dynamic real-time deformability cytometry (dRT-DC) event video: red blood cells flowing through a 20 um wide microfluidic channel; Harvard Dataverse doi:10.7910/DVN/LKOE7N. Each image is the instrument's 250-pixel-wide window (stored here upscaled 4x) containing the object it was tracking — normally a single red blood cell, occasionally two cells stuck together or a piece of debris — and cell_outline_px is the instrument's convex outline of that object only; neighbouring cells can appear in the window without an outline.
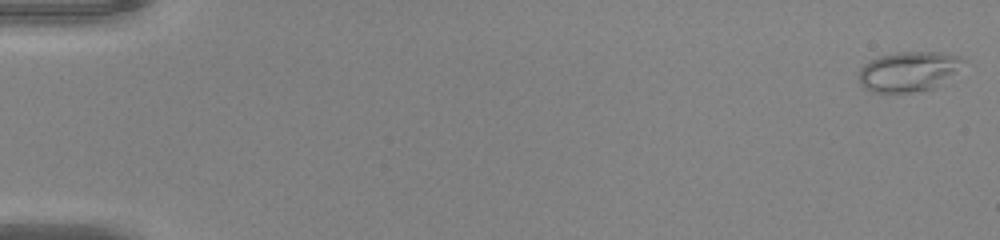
{"species": "common noctule bat (a hibernating species)", "species_latin": "Nyctalus noctula", "temperature_condition": "warm", "stored_images_in_passage": 50, "camera_frame_rate_fps": 3000, "um_per_image_px": 0.085, "animal": {"sex": "male", "body_mass_g": 20.0, "forearm_length_mm": 53.3}, "frame": {"image": 1, "passage_image": 1, "time_ms": 0.0, "image_size_px": [1000, 240], "cell_outline_px": [[964, 60], [952, 72], [932, 88], [912, 92], [872, 92], [864, 88], [860, 84], [860, 68], [868, 60], [880, 56], [896, 52], [940, 52], [960, 56]], "centroid_in_image_um": [77.12, 6.06], "position_along_channel_um": 7.9, "area_um2": 23.58}}
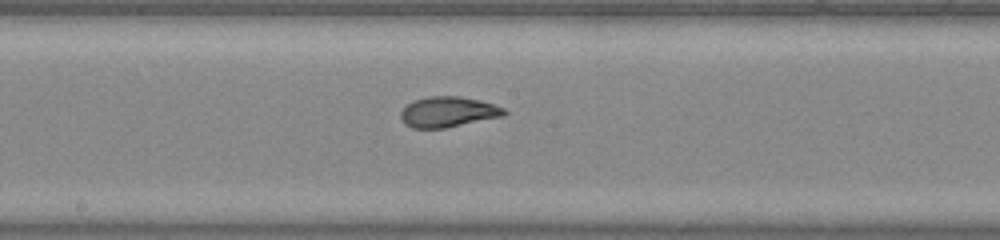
{"frame": {"image": 2, "passage_image": 28, "time_ms": 9.0, "image_size_px": [1000, 240], "cell_outline_px": [[508, 112], [504, 116], [444, 128], [412, 128], [404, 124], [400, 116], [400, 112], [408, 104], [416, 100], [428, 96], [460, 96], [480, 100], [504, 108]], "centroid_in_image_um": [38.09, 9.51], "position_along_channel_um": 210.1, "area_um2": 18.32}}
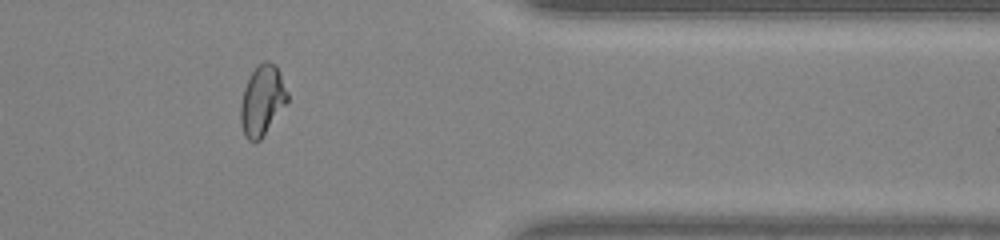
{"frame": {"image": 3, "passage_image": 42, "time_ms": 13.667, "image_size_px": [1000, 240], "cell_outline_px": [[288, 100], [260, 140], [256, 144], [248, 140], [244, 136], [240, 124], [240, 104], [244, 88], [252, 72], [264, 60], [268, 60], [276, 64], [280, 72], [288, 92]], "centroid_in_image_um": [22.27, 8.55], "position_along_channel_um": 389.1, "area_um2": 19.19}, "authors_computed_cell_mechanics": {"area_um2": 19.3919, "velocity_mm_per_s": 4.156, "shape_relaxation_time_tau1_ms": null, "shape_relaxation_time_tau2_ms": 0.6517, "deformation_change_tau1": null, "deformation_change_tau2": 0.0577}}